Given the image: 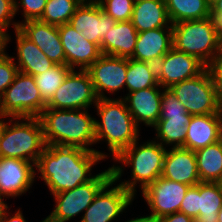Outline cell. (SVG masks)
<instances>
[{
    "label": "cell",
    "mask_w": 222,
    "mask_h": 222,
    "mask_svg": "<svg viewBox=\"0 0 222 222\" xmlns=\"http://www.w3.org/2000/svg\"><path fill=\"white\" fill-rule=\"evenodd\" d=\"M126 89L130 92L160 86L157 81L156 65L127 58Z\"/></svg>",
    "instance_id": "f546056e"
},
{
    "label": "cell",
    "mask_w": 222,
    "mask_h": 222,
    "mask_svg": "<svg viewBox=\"0 0 222 222\" xmlns=\"http://www.w3.org/2000/svg\"><path fill=\"white\" fill-rule=\"evenodd\" d=\"M131 22L138 33L161 27H172L165 0H135Z\"/></svg>",
    "instance_id": "d4e9b609"
},
{
    "label": "cell",
    "mask_w": 222,
    "mask_h": 222,
    "mask_svg": "<svg viewBox=\"0 0 222 222\" xmlns=\"http://www.w3.org/2000/svg\"><path fill=\"white\" fill-rule=\"evenodd\" d=\"M187 113L184 105L176 98L170 88H162V99L159 119L183 117Z\"/></svg>",
    "instance_id": "836d02e7"
},
{
    "label": "cell",
    "mask_w": 222,
    "mask_h": 222,
    "mask_svg": "<svg viewBox=\"0 0 222 222\" xmlns=\"http://www.w3.org/2000/svg\"><path fill=\"white\" fill-rule=\"evenodd\" d=\"M217 36L222 40V0H214L210 4L208 17Z\"/></svg>",
    "instance_id": "ab89813d"
},
{
    "label": "cell",
    "mask_w": 222,
    "mask_h": 222,
    "mask_svg": "<svg viewBox=\"0 0 222 222\" xmlns=\"http://www.w3.org/2000/svg\"><path fill=\"white\" fill-rule=\"evenodd\" d=\"M46 3L47 0H15V14L22 12V17H24L22 21H18L19 24L28 20L40 19Z\"/></svg>",
    "instance_id": "e575fe53"
},
{
    "label": "cell",
    "mask_w": 222,
    "mask_h": 222,
    "mask_svg": "<svg viewBox=\"0 0 222 222\" xmlns=\"http://www.w3.org/2000/svg\"><path fill=\"white\" fill-rule=\"evenodd\" d=\"M206 69L198 58L172 47L156 64L157 81L162 88L196 77Z\"/></svg>",
    "instance_id": "5bb4252c"
},
{
    "label": "cell",
    "mask_w": 222,
    "mask_h": 222,
    "mask_svg": "<svg viewBox=\"0 0 222 222\" xmlns=\"http://www.w3.org/2000/svg\"><path fill=\"white\" fill-rule=\"evenodd\" d=\"M45 108L34 76L21 72L0 97V111L5 118L39 117Z\"/></svg>",
    "instance_id": "9c48e42d"
},
{
    "label": "cell",
    "mask_w": 222,
    "mask_h": 222,
    "mask_svg": "<svg viewBox=\"0 0 222 222\" xmlns=\"http://www.w3.org/2000/svg\"><path fill=\"white\" fill-rule=\"evenodd\" d=\"M200 182H217L222 175V142L195 151Z\"/></svg>",
    "instance_id": "4316f807"
},
{
    "label": "cell",
    "mask_w": 222,
    "mask_h": 222,
    "mask_svg": "<svg viewBox=\"0 0 222 222\" xmlns=\"http://www.w3.org/2000/svg\"><path fill=\"white\" fill-rule=\"evenodd\" d=\"M9 31L0 25V55L6 54V47L11 42V36Z\"/></svg>",
    "instance_id": "7bdbcfd3"
},
{
    "label": "cell",
    "mask_w": 222,
    "mask_h": 222,
    "mask_svg": "<svg viewBox=\"0 0 222 222\" xmlns=\"http://www.w3.org/2000/svg\"><path fill=\"white\" fill-rule=\"evenodd\" d=\"M88 110L45 108L39 119L46 145L79 147L96 151L104 159L108 158L107 153L91 148L96 144L95 118Z\"/></svg>",
    "instance_id": "7a4b0ae2"
},
{
    "label": "cell",
    "mask_w": 222,
    "mask_h": 222,
    "mask_svg": "<svg viewBox=\"0 0 222 222\" xmlns=\"http://www.w3.org/2000/svg\"><path fill=\"white\" fill-rule=\"evenodd\" d=\"M4 196L0 193V217L3 215V213L9 208L8 204L4 201Z\"/></svg>",
    "instance_id": "f6af8a7d"
},
{
    "label": "cell",
    "mask_w": 222,
    "mask_h": 222,
    "mask_svg": "<svg viewBox=\"0 0 222 222\" xmlns=\"http://www.w3.org/2000/svg\"><path fill=\"white\" fill-rule=\"evenodd\" d=\"M221 129L222 114L192 115L184 148L196 151L220 141Z\"/></svg>",
    "instance_id": "7402d4cb"
},
{
    "label": "cell",
    "mask_w": 222,
    "mask_h": 222,
    "mask_svg": "<svg viewBox=\"0 0 222 222\" xmlns=\"http://www.w3.org/2000/svg\"><path fill=\"white\" fill-rule=\"evenodd\" d=\"M81 3L82 0H47L44 12L39 20L56 26L69 23Z\"/></svg>",
    "instance_id": "1f68e13d"
},
{
    "label": "cell",
    "mask_w": 222,
    "mask_h": 222,
    "mask_svg": "<svg viewBox=\"0 0 222 222\" xmlns=\"http://www.w3.org/2000/svg\"><path fill=\"white\" fill-rule=\"evenodd\" d=\"M210 4L214 1V0H207Z\"/></svg>",
    "instance_id": "816d5d0a"
},
{
    "label": "cell",
    "mask_w": 222,
    "mask_h": 222,
    "mask_svg": "<svg viewBox=\"0 0 222 222\" xmlns=\"http://www.w3.org/2000/svg\"><path fill=\"white\" fill-rule=\"evenodd\" d=\"M71 70L66 64H56L47 71L34 76L35 84L46 104L52 99Z\"/></svg>",
    "instance_id": "4dcf8cb0"
},
{
    "label": "cell",
    "mask_w": 222,
    "mask_h": 222,
    "mask_svg": "<svg viewBox=\"0 0 222 222\" xmlns=\"http://www.w3.org/2000/svg\"><path fill=\"white\" fill-rule=\"evenodd\" d=\"M222 100V47L206 66Z\"/></svg>",
    "instance_id": "f35d334b"
},
{
    "label": "cell",
    "mask_w": 222,
    "mask_h": 222,
    "mask_svg": "<svg viewBox=\"0 0 222 222\" xmlns=\"http://www.w3.org/2000/svg\"><path fill=\"white\" fill-rule=\"evenodd\" d=\"M189 185L179 183L160 176L150 183L141 194L150 209L151 216L155 219L179 212L182 200L186 195Z\"/></svg>",
    "instance_id": "7c38bea8"
},
{
    "label": "cell",
    "mask_w": 222,
    "mask_h": 222,
    "mask_svg": "<svg viewBox=\"0 0 222 222\" xmlns=\"http://www.w3.org/2000/svg\"><path fill=\"white\" fill-rule=\"evenodd\" d=\"M162 87L154 86L125 94L124 99L139 128L143 123L146 127H154L160 116Z\"/></svg>",
    "instance_id": "d6986e66"
},
{
    "label": "cell",
    "mask_w": 222,
    "mask_h": 222,
    "mask_svg": "<svg viewBox=\"0 0 222 222\" xmlns=\"http://www.w3.org/2000/svg\"><path fill=\"white\" fill-rule=\"evenodd\" d=\"M125 222H158L157 219H155L153 216L151 215H146V216H138L136 218H132L130 220H127Z\"/></svg>",
    "instance_id": "ee69618b"
},
{
    "label": "cell",
    "mask_w": 222,
    "mask_h": 222,
    "mask_svg": "<svg viewBox=\"0 0 222 222\" xmlns=\"http://www.w3.org/2000/svg\"><path fill=\"white\" fill-rule=\"evenodd\" d=\"M217 183L222 188V175H221L220 179L217 181Z\"/></svg>",
    "instance_id": "681fc988"
},
{
    "label": "cell",
    "mask_w": 222,
    "mask_h": 222,
    "mask_svg": "<svg viewBox=\"0 0 222 222\" xmlns=\"http://www.w3.org/2000/svg\"><path fill=\"white\" fill-rule=\"evenodd\" d=\"M112 179L111 167L96 174L87 183L81 184L72 190L54 194L55 206L53 211L44 218L45 222H68L80 213H83L93 202L98 192Z\"/></svg>",
    "instance_id": "ba28073f"
},
{
    "label": "cell",
    "mask_w": 222,
    "mask_h": 222,
    "mask_svg": "<svg viewBox=\"0 0 222 222\" xmlns=\"http://www.w3.org/2000/svg\"><path fill=\"white\" fill-rule=\"evenodd\" d=\"M172 30L173 47L198 58L206 66L222 47L209 18L178 22L172 25Z\"/></svg>",
    "instance_id": "8992f818"
},
{
    "label": "cell",
    "mask_w": 222,
    "mask_h": 222,
    "mask_svg": "<svg viewBox=\"0 0 222 222\" xmlns=\"http://www.w3.org/2000/svg\"><path fill=\"white\" fill-rule=\"evenodd\" d=\"M191 118L192 114L186 113L183 117L159 119L153 127L156 133L153 139L164 147L184 148L187 126Z\"/></svg>",
    "instance_id": "484cf974"
},
{
    "label": "cell",
    "mask_w": 222,
    "mask_h": 222,
    "mask_svg": "<svg viewBox=\"0 0 222 222\" xmlns=\"http://www.w3.org/2000/svg\"><path fill=\"white\" fill-rule=\"evenodd\" d=\"M158 222H194V219L184 213L175 212L161 217Z\"/></svg>",
    "instance_id": "b9f144b4"
},
{
    "label": "cell",
    "mask_w": 222,
    "mask_h": 222,
    "mask_svg": "<svg viewBox=\"0 0 222 222\" xmlns=\"http://www.w3.org/2000/svg\"><path fill=\"white\" fill-rule=\"evenodd\" d=\"M138 141L122 150L113 159V162H117V165L111 166L112 178L116 182L121 181L124 167H131V178L124 179L119 184L134 196L137 195L136 186L138 183L139 189L143 191L150 183L161 176L168 149L154 139L142 142L143 144H139ZM118 163L121 165H118Z\"/></svg>",
    "instance_id": "3957f363"
},
{
    "label": "cell",
    "mask_w": 222,
    "mask_h": 222,
    "mask_svg": "<svg viewBox=\"0 0 222 222\" xmlns=\"http://www.w3.org/2000/svg\"><path fill=\"white\" fill-rule=\"evenodd\" d=\"M138 32L131 20L117 22L104 34L101 53L116 57L130 58L137 42Z\"/></svg>",
    "instance_id": "cb8c5ba5"
},
{
    "label": "cell",
    "mask_w": 222,
    "mask_h": 222,
    "mask_svg": "<svg viewBox=\"0 0 222 222\" xmlns=\"http://www.w3.org/2000/svg\"><path fill=\"white\" fill-rule=\"evenodd\" d=\"M104 0H82L83 3H88V4H100Z\"/></svg>",
    "instance_id": "bcb514c9"
},
{
    "label": "cell",
    "mask_w": 222,
    "mask_h": 222,
    "mask_svg": "<svg viewBox=\"0 0 222 222\" xmlns=\"http://www.w3.org/2000/svg\"><path fill=\"white\" fill-rule=\"evenodd\" d=\"M172 47V27H161L143 31L138 33L135 49L130 58L156 65Z\"/></svg>",
    "instance_id": "44dd1931"
},
{
    "label": "cell",
    "mask_w": 222,
    "mask_h": 222,
    "mask_svg": "<svg viewBox=\"0 0 222 222\" xmlns=\"http://www.w3.org/2000/svg\"><path fill=\"white\" fill-rule=\"evenodd\" d=\"M0 222H27V220L25 219L21 208L17 209L14 214H11L8 208L0 217ZM40 222H44V219Z\"/></svg>",
    "instance_id": "60d3db41"
},
{
    "label": "cell",
    "mask_w": 222,
    "mask_h": 222,
    "mask_svg": "<svg viewBox=\"0 0 222 222\" xmlns=\"http://www.w3.org/2000/svg\"><path fill=\"white\" fill-rule=\"evenodd\" d=\"M134 3L135 0H104L99 5L107 15L121 22L131 20Z\"/></svg>",
    "instance_id": "d6a6232c"
},
{
    "label": "cell",
    "mask_w": 222,
    "mask_h": 222,
    "mask_svg": "<svg viewBox=\"0 0 222 222\" xmlns=\"http://www.w3.org/2000/svg\"><path fill=\"white\" fill-rule=\"evenodd\" d=\"M116 183L112 178L98 192L78 222H112L121 216L120 214L125 212L129 205H132V201L136 197L122 185Z\"/></svg>",
    "instance_id": "8fae6325"
},
{
    "label": "cell",
    "mask_w": 222,
    "mask_h": 222,
    "mask_svg": "<svg viewBox=\"0 0 222 222\" xmlns=\"http://www.w3.org/2000/svg\"><path fill=\"white\" fill-rule=\"evenodd\" d=\"M165 3L172 25L209 17L210 3L207 0H165Z\"/></svg>",
    "instance_id": "83f0119b"
},
{
    "label": "cell",
    "mask_w": 222,
    "mask_h": 222,
    "mask_svg": "<svg viewBox=\"0 0 222 222\" xmlns=\"http://www.w3.org/2000/svg\"><path fill=\"white\" fill-rule=\"evenodd\" d=\"M15 14V0H0V25L7 30L12 25L16 30L19 27V22L14 21Z\"/></svg>",
    "instance_id": "74e56055"
},
{
    "label": "cell",
    "mask_w": 222,
    "mask_h": 222,
    "mask_svg": "<svg viewBox=\"0 0 222 222\" xmlns=\"http://www.w3.org/2000/svg\"><path fill=\"white\" fill-rule=\"evenodd\" d=\"M222 188L217 182H199V216L194 222H218Z\"/></svg>",
    "instance_id": "f1b7e54d"
},
{
    "label": "cell",
    "mask_w": 222,
    "mask_h": 222,
    "mask_svg": "<svg viewBox=\"0 0 222 222\" xmlns=\"http://www.w3.org/2000/svg\"><path fill=\"white\" fill-rule=\"evenodd\" d=\"M105 159L96 151L79 147L47 145L35 165L36 174L45 182L50 195L73 188L92 180V168Z\"/></svg>",
    "instance_id": "6da1fadb"
},
{
    "label": "cell",
    "mask_w": 222,
    "mask_h": 222,
    "mask_svg": "<svg viewBox=\"0 0 222 222\" xmlns=\"http://www.w3.org/2000/svg\"><path fill=\"white\" fill-rule=\"evenodd\" d=\"M46 146L39 117L4 119L0 135V157L23 159L36 165Z\"/></svg>",
    "instance_id": "5b68a950"
},
{
    "label": "cell",
    "mask_w": 222,
    "mask_h": 222,
    "mask_svg": "<svg viewBox=\"0 0 222 222\" xmlns=\"http://www.w3.org/2000/svg\"><path fill=\"white\" fill-rule=\"evenodd\" d=\"M218 222H222V207L218 212Z\"/></svg>",
    "instance_id": "7dc6e473"
},
{
    "label": "cell",
    "mask_w": 222,
    "mask_h": 222,
    "mask_svg": "<svg viewBox=\"0 0 222 222\" xmlns=\"http://www.w3.org/2000/svg\"><path fill=\"white\" fill-rule=\"evenodd\" d=\"M18 68L14 63L11 54L0 55V97L4 94L5 90L12 84Z\"/></svg>",
    "instance_id": "d590c367"
},
{
    "label": "cell",
    "mask_w": 222,
    "mask_h": 222,
    "mask_svg": "<svg viewBox=\"0 0 222 222\" xmlns=\"http://www.w3.org/2000/svg\"><path fill=\"white\" fill-rule=\"evenodd\" d=\"M162 177L189 186L200 182L195 151L170 147L165 155Z\"/></svg>",
    "instance_id": "ffe728a7"
},
{
    "label": "cell",
    "mask_w": 222,
    "mask_h": 222,
    "mask_svg": "<svg viewBox=\"0 0 222 222\" xmlns=\"http://www.w3.org/2000/svg\"><path fill=\"white\" fill-rule=\"evenodd\" d=\"M14 33L17 57L12 56V58L19 72L36 76L56 65L34 42L25 37L18 29Z\"/></svg>",
    "instance_id": "603a6c76"
},
{
    "label": "cell",
    "mask_w": 222,
    "mask_h": 222,
    "mask_svg": "<svg viewBox=\"0 0 222 222\" xmlns=\"http://www.w3.org/2000/svg\"><path fill=\"white\" fill-rule=\"evenodd\" d=\"M18 30L34 42L55 64H66L64 48L58 26L38 20H28L19 24Z\"/></svg>",
    "instance_id": "ac0fdd59"
},
{
    "label": "cell",
    "mask_w": 222,
    "mask_h": 222,
    "mask_svg": "<svg viewBox=\"0 0 222 222\" xmlns=\"http://www.w3.org/2000/svg\"><path fill=\"white\" fill-rule=\"evenodd\" d=\"M179 212L184 213L193 219L199 216V183L189 187L182 200Z\"/></svg>",
    "instance_id": "8d00e7d4"
},
{
    "label": "cell",
    "mask_w": 222,
    "mask_h": 222,
    "mask_svg": "<svg viewBox=\"0 0 222 222\" xmlns=\"http://www.w3.org/2000/svg\"><path fill=\"white\" fill-rule=\"evenodd\" d=\"M35 171L30 161L0 157V193L5 199L26 194L37 179Z\"/></svg>",
    "instance_id": "2e32d148"
},
{
    "label": "cell",
    "mask_w": 222,
    "mask_h": 222,
    "mask_svg": "<svg viewBox=\"0 0 222 222\" xmlns=\"http://www.w3.org/2000/svg\"><path fill=\"white\" fill-rule=\"evenodd\" d=\"M170 89L189 114H222V100L207 68L196 77L173 84Z\"/></svg>",
    "instance_id": "52a82bcc"
},
{
    "label": "cell",
    "mask_w": 222,
    "mask_h": 222,
    "mask_svg": "<svg viewBox=\"0 0 222 222\" xmlns=\"http://www.w3.org/2000/svg\"><path fill=\"white\" fill-rule=\"evenodd\" d=\"M69 23L77 32H81L88 41L97 44L101 50L104 34L111 27L115 26L117 21L110 15H107L99 4L82 2L74 12Z\"/></svg>",
    "instance_id": "e0dca14e"
},
{
    "label": "cell",
    "mask_w": 222,
    "mask_h": 222,
    "mask_svg": "<svg viewBox=\"0 0 222 222\" xmlns=\"http://www.w3.org/2000/svg\"><path fill=\"white\" fill-rule=\"evenodd\" d=\"M4 119H6V118H0V135H1V132H2V126H3V123H4Z\"/></svg>",
    "instance_id": "c3c4849f"
},
{
    "label": "cell",
    "mask_w": 222,
    "mask_h": 222,
    "mask_svg": "<svg viewBox=\"0 0 222 222\" xmlns=\"http://www.w3.org/2000/svg\"><path fill=\"white\" fill-rule=\"evenodd\" d=\"M66 65L72 70H87L101 55L100 47L88 41L70 23L58 26Z\"/></svg>",
    "instance_id": "9a60e30c"
},
{
    "label": "cell",
    "mask_w": 222,
    "mask_h": 222,
    "mask_svg": "<svg viewBox=\"0 0 222 222\" xmlns=\"http://www.w3.org/2000/svg\"><path fill=\"white\" fill-rule=\"evenodd\" d=\"M94 108H96L97 116L101 118L94 120L96 144L104 140L112 159L140 140V128L128 111L122 96L98 99Z\"/></svg>",
    "instance_id": "277c9868"
},
{
    "label": "cell",
    "mask_w": 222,
    "mask_h": 222,
    "mask_svg": "<svg viewBox=\"0 0 222 222\" xmlns=\"http://www.w3.org/2000/svg\"><path fill=\"white\" fill-rule=\"evenodd\" d=\"M92 79L87 70H71L57 89L46 108L53 109H88L97 104Z\"/></svg>",
    "instance_id": "30bf717a"
},
{
    "label": "cell",
    "mask_w": 222,
    "mask_h": 222,
    "mask_svg": "<svg viewBox=\"0 0 222 222\" xmlns=\"http://www.w3.org/2000/svg\"><path fill=\"white\" fill-rule=\"evenodd\" d=\"M87 71L98 99L108 98L125 88L127 58L102 54Z\"/></svg>",
    "instance_id": "4fadbf2b"
},
{
    "label": "cell",
    "mask_w": 222,
    "mask_h": 222,
    "mask_svg": "<svg viewBox=\"0 0 222 222\" xmlns=\"http://www.w3.org/2000/svg\"><path fill=\"white\" fill-rule=\"evenodd\" d=\"M220 141L222 142V129H221V137H220Z\"/></svg>",
    "instance_id": "f907efd6"
}]
</instances>
